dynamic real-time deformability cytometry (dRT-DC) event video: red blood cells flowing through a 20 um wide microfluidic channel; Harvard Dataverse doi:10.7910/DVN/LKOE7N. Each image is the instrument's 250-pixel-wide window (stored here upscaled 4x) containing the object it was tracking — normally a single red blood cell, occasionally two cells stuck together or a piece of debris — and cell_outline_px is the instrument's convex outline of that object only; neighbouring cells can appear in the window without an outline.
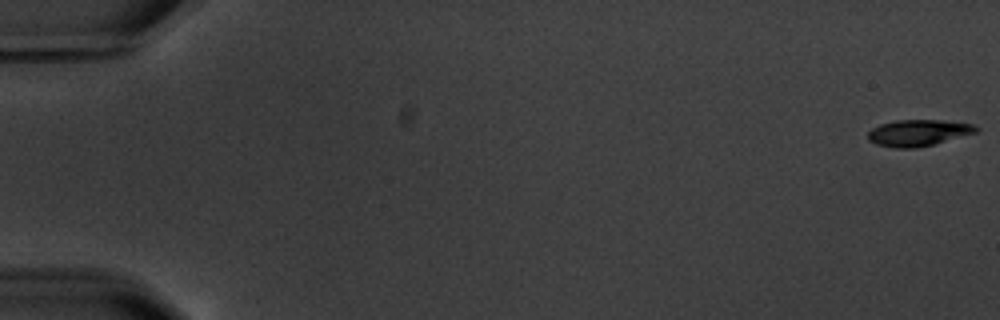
{"species": "common noctule bat (a hibernating species)", "species_latin": "Nyctalus noctula", "temperature_condition": "warm", "stored_images_in_passage": 6, "camera_frame_rate_fps": 3000, "um_per_image_px": 0.085, "animal": {"sex": "male", "body_mass_g": 20.1, "forearm_length_mm": 53.5}, "frame": {"image": 1, "passage_image": 1, "time_ms": 0.0, "image_size_px": [1000, 320], "cell_outline_px": [[980, 128], [976, 132], [932, 144], [916, 148], [892, 148], [876, 144], [868, 140], [868, 132], [872, 128], [880, 124], [896, 120], [940, 120], [972, 124]], "centroid_in_image_um": [78.0, 11.29], "position_along_channel_um": 7.0, "area_um2": 16.47}}
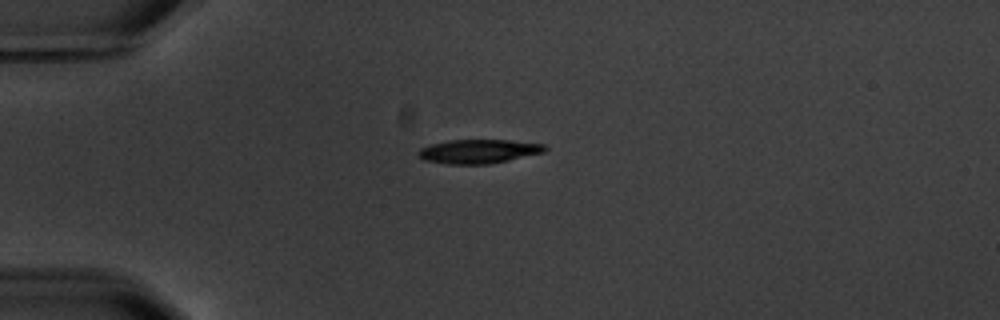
{"frame": {"image": 2, "passage_image": 5, "time_ms": 5.0, "image_size_px": [1000, 320], "cell_outline_px": [[548, 148], [544, 152], [508, 160], [488, 164], [448, 164], [424, 160], [416, 156], [416, 152], [420, 148], [432, 144], [448, 140], [508, 140], [544, 144]], "centroid_in_image_um": [40.64, 12.86], "position_along_channel_um": 44.4, "area_um2": 17.69}}